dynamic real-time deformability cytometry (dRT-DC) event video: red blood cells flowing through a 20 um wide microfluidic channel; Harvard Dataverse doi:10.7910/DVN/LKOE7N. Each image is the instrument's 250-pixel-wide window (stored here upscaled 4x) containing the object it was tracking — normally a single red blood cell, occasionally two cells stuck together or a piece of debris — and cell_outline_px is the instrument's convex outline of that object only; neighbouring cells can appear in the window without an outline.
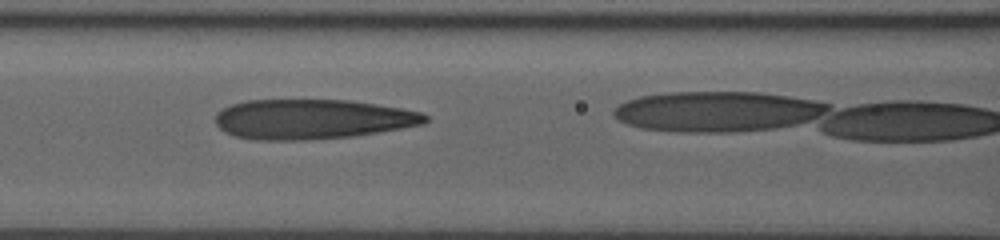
{"species": "human", "species_latin": "Homo sapiens", "temperature_condition": "room temperature", "stored_images_in_passage": 15, "camera_frame_rate_fps": 3000, "um_per_image_px": 0.085, "donor": {"sex": "male"}, "frame": {"image": 1, "passage_image": 4, "time_ms": 1.333, "image_size_px": [1000, 240], "cell_outline_px": [[428, 120], [424, 124], [352, 136], [308, 140], [256, 140], [236, 136], [224, 132], [216, 124], [216, 112], [232, 104], [244, 100], [348, 100], [376, 104], [424, 112], [428, 116]], "centroid_in_image_um": [26.53, 10.13], "position_along_channel_um": 140.1, "area_um2": 48.73}}
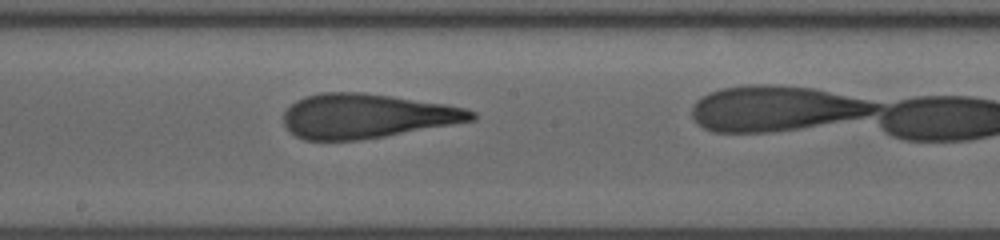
{"frame": {"image": 2, "passage_image": 9, "time_ms": 3.333, "image_size_px": [1000, 240], "cell_outline_px": [[476, 120], [384, 136], [356, 140], [304, 140], [296, 136], [284, 124], [284, 112], [296, 100], [304, 96], [320, 92], [364, 92], [392, 96], [444, 104], [464, 108], [476, 112]], "centroid_in_image_um": [31.15, 9.85], "position_along_channel_um": 217.0, "area_um2": 48.44}}
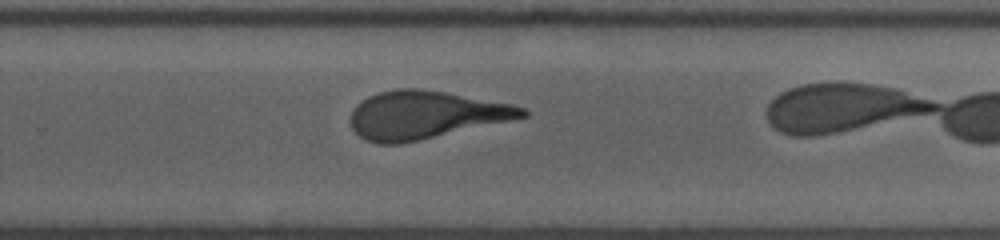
{"frame": {"image": 3, "passage_image": 14, "time_ms": 5.333, "image_size_px": [1000, 240], "cell_outline_px": [[528, 116], [416, 140], [396, 144], [376, 144], [364, 140], [352, 128], [352, 112], [356, 104], [360, 100], [368, 96], [380, 92], [396, 88], [420, 88], [444, 92], [512, 104], [524, 108], [528, 112]], "centroid_in_image_um": [36.1, 9.75], "position_along_channel_um": 293.7, "area_um2": 47.16}}